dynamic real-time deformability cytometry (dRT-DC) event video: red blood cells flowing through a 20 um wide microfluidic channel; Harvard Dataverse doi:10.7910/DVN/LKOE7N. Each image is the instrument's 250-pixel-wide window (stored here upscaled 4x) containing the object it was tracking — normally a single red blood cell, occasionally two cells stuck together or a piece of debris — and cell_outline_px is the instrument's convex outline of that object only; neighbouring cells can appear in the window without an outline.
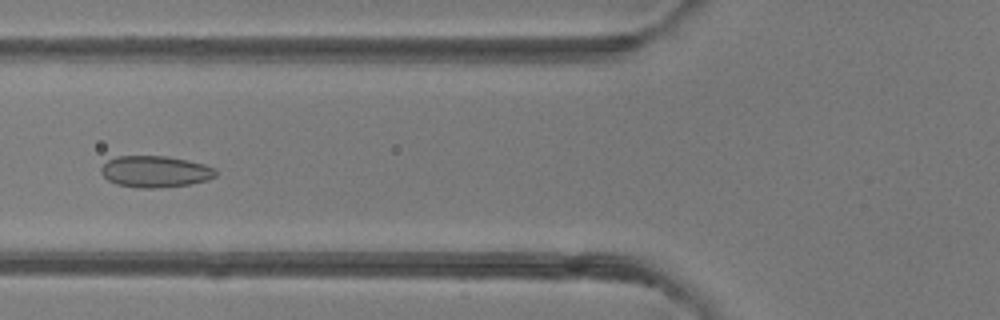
{"species": "common noctule bat (a hibernating species)", "species_latin": "Nyctalus noctula", "temperature_condition": "room temperature", "stored_images_in_passage": 6, "camera_frame_rate_fps": 3000, "um_per_image_px": 0.085, "animal": {"sex": "female"}, "frame": {"image": 1, "passage_image": 6, "time_ms": 5.667, "image_size_px": [1000, 320], "cell_outline_px": [[216, 176], [208, 180], [188, 184], [156, 188], [136, 188], [116, 184], [108, 180], [100, 172], [100, 168], [108, 160], [116, 156], [168, 156], [204, 164], [216, 168]], "centroid_in_image_um": [13.18, 14.58], "position_along_channel_um": 112.6, "area_um2": 21.1}}